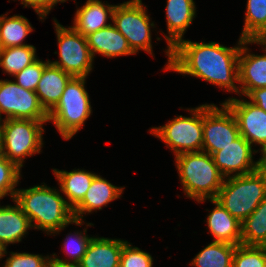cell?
Listing matches in <instances>:
<instances>
[{
  "instance_id": "obj_12",
  "label": "cell",
  "mask_w": 266,
  "mask_h": 267,
  "mask_svg": "<svg viewBox=\"0 0 266 267\" xmlns=\"http://www.w3.org/2000/svg\"><path fill=\"white\" fill-rule=\"evenodd\" d=\"M251 144L239 136L233 143L212 154L213 160L221 174L227 178L235 172V176L252 173L263 165V157L253 162Z\"/></svg>"
},
{
  "instance_id": "obj_31",
  "label": "cell",
  "mask_w": 266,
  "mask_h": 267,
  "mask_svg": "<svg viewBox=\"0 0 266 267\" xmlns=\"http://www.w3.org/2000/svg\"><path fill=\"white\" fill-rule=\"evenodd\" d=\"M20 168L6 157H0V199L8 193L14 199L15 186L19 182Z\"/></svg>"
},
{
  "instance_id": "obj_16",
  "label": "cell",
  "mask_w": 266,
  "mask_h": 267,
  "mask_svg": "<svg viewBox=\"0 0 266 267\" xmlns=\"http://www.w3.org/2000/svg\"><path fill=\"white\" fill-rule=\"evenodd\" d=\"M125 242L120 239L93 237L76 267H119Z\"/></svg>"
},
{
  "instance_id": "obj_22",
  "label": "cell",
  "mask_w": 266,
  "mask_h": 267,
  "mask_svg": "<svg viewBox=\"0 0 266 267\" xmlns=\"http://www.w3.org/2000/svg\"><path fill=\"white\" fill-rule=\"evenodd\" d=\"M14 202V206L0 207V244L5 249L8 244L20 242L27 230L32 228L27 215Z\"/></svg>"
},
{
  "instance_id": "obj_24",
  "label": "cell",
  "mask_w": 266,
  "mask_h": 267,
  "mask_svg": "<svg viewBox=\"0 0 266 267\" xmlns=\"http://www.w3.org/2000/svg\"><path fill=\"white\" fill-rule=\"evenodd\" d=\"M241 244L266 246V197L241 223Z\"/></svg>"
},
{
  "instance_id": "obj_3",
  "label": "cell",
  "mask_w": 266,
  "mask_h": 267,
  "mask_svg": "<svg viewBox=\"0 0 266 267\" xmlns=\"http://www.w3.org/2000/svg\"><path fill=\"white\" fill-rule=\"evenodd\" d=\"M175 161L187 197L198 202L216 198L225 177L212 155L204 151L183 153Z\"/></svg>"
},
{
  "instance_id": "obj_20",
  "label": "cell",
  "mask_w": 266,
  "mask_h": 267,
  "mask_svg": "<svg viewBox=\"0 0 266 267\" xmlns=\"http://www.w3.org/2000/svg\"><path fill=\"white\" fill-rule=\"evenodd\" d=\"M116 5H107L100 0H87L86 4L77 10L74 18V30L87 37L91 33L107 27V19H112ZM109 13V16H108Z\"/></svg>"
},
{
  "instance_id": "obj_32",
  "label": "cell",
  "mask_w": 266,
  "mask_h": 267,
  "mask_svg": "<svg viewBox=\"0 0 266 267\" xmlns=\"http://www.w3.org/2000/svg\"><path fill=\"white\" fill-rule=\"evenodd\" d=\"M152 259L149 253L140 250L138 247H132L126 241L122 248L119 267H152Z\"/></svg>"
},
{
  "instance_id": "obj_11",
  "label": "cell",
  "mask_w": 266,
  "mask_h": 267,
  "mask_svg": "<svg viewBox=\"0 0 266 267\" xmlns=\"http://www.w3.org/2000/svg\"><path fill=\"white\" fill-rule=\"evenodd\" d=\"M1 113L6 119H31L48 121V113L42 107L36 92L24 89L15 81L0 80Z\"/></svg>"
},
{
  "instance_id": "obj_13",
  "label": "cell",
  "mask_w": 266,
  "mask_h": 267,
  "mask_svg": "<svg viewBox=\"0 0 266 267\" xmlns=\"http://www.w3.org/2000/svg\"><path fill=\"white\" fill-rule=\"evenodd\" d=\"M233 112L240 131L251 145L257 143L262 146V157L266 155V112L250 101L229 98L224 102Z\"/></svg>"
},
{
  "instance_id": "obj_23",
  "label": "cell",
  "mask_w": 266,
  "mask_h": 267,
  "mask_svg": "<svg viewBox=\"0 0 266 267\" xmlns=\"http://www.w3.org/2000/svg\"><path fill=\"white\" fill-rule=\"evenodd\" d=\"M59 180L61 191L67 197V205L73 210L84 198L96 174L85 170H53Z\"/></svg>"
},
{
  "instance_id": "obj_37",
  "label": "cell",
  "mask_w": 266,
  "mask_h": 267,
  "mask_svg": "<svg viewBox=\"0 0 266 267\" xmlns=\"http://www.w3.org/2000/svg\"><path fill=\"white\" fill-rule=\"evenodd\" d=\"M4 254H7L6 249L0 244V259L4 256Z\"/></svg>"
},
{
  "instance_id": "obj_15",
  "label": "cell",
  "mask_w": 266,
  "mask_h": 267,
  "mask_svg": "<svg viewBox=\"0 0 266 267\" xmlns=\"http://www.w3.org/2000/svg\"><path fill=\"white\" fill-rule=\"evenodd\" d=\"M195 2L193 0H167L166 18L169 35H165L168 49V63L164 70H168L171 62V49L182 40L186 28L195 17Z\"/></svg>"
},
{
  "instance_id": "obj_1",
  "label": "cell",
  "mask_w": 266,
  "mask_h": 267,
  "mask_svg": "<svg viewBox=\"0 0 266 267\" xmlns=\"http://www.w3.org/2000/svg\"><path fill=\"white\" fill-rule=\"evenodd\" d=\"M242 38L237 47H225L216 42H191L181 40L171 49L168 70L204 79L219 87L240 93L238 82V59ZM235 70V71H234Z\"/></svg>"
},
{
  "instance_id": "obj_35",
  "label": "cell",
  "mask_w": 266,
  "mask_h": 267,
  "mask_svg": "<svg viewBox=\"0 0 266 267\" xmlns=\"http://www.w3.org/2000/svg\"><path fill=\"white\" fill-rule=\"evenodd\" d=\"M66 0H21V4L24 7H32L39 15L40 19H44L53 6L59 2H65Z\"/></svg>"
},
{
  "instance_id": "obj_36",
  "label": "cell",
  "mask_w": 266,
  "mask_h": 267,
  "mask_svg": "<svg viewBox=\"0 0 266 267\" xmlns=\"http://www.w3.org/2000/svg\"><path fill=\"white\" fill-rule=\"evenodd\" d=\"M246 96L251 99V103L266 112V87L251 90Z\"/></svg>"
},
{
  "instance_id": "obj_18",
  "label": "cell",
  "mask_w": 266,
  "mask_h": 267,
  "mask_svg": "<svg viewBox=\"0 0 266 267\" xmlns=\"http://www.w3.org/2000/svg\"><path fill=\"white\" fill-rule=\"evenodd\" d=\"M122 191V187L114 186L96 175L83 200L72 210L74 219L81 221L84 213L102 209V206H106L111 201L119 198Z\"/></svg>"
},
{
  "instance_id": "obj_25",
  "label": "cell",
  "mask_w": 266,
  "mask_h": 267,
  "mask_svg": "<svg viewBox=\"0 0 266 267\" xmlns=\"http://www.w3.org/2000/svg\"><path fill=\"white\" fill-rule=\"evenodd\" d=\"M237 245L213 241L201 250L190 265L195 267H232Z\"/></svg>"
},
{
  "instance_id": "obj_26",
  "label": "cell",
  "mask_w": 266,
  "mask_h": 267,
  "mask_svg": "<svg viewBox=\"0 0 266 267\" xmlns=\"http://www.w3.org/2000/svg\"><path fill=\"white\" fill-rule=\"evenodd\" d=\"M33 30L28 19L22 15L7 18L0 16V48L25 46L24 38Z\"/></svg>"
},
{
  "instance_id": "obj_28",
  "label": "cell",
  "mask_w": 266,
  "mask_h": 267,
  "mask_svg": "<svg viewBox=\"0 0 266 267\" xmlns=\"http://www.w3.org/2000/svg\"><path fill=\"white\" fill-rule=\"evenodd\" d=\"M33 45L0 48V66L11 76L21 72L37 60Z\"/></svg>"
},
{
  "instance_id": "obj_33",
  "label": "cell",
  "mask_w": 266,
  "mask_h": 267,
  "mask_svg": "<svg viewBox=\"0 0 266 267\" xmlns=\"http://www.w3.org/2000/svg\"><path fill=\"white\" fill-rule=\"evenodd\" d=\"M49 62V60L47 62H42L37 59L34 63L28 65L21 72L13 76L17 79L16 83L24 89L35 92L38 82L42 76L44 67Z\"/></svg>"
},
{
  "instance_id": "obj_10",
  "label": "cell",
  "mask_w": 266,
  "mask_h": 267,
  "mask_svg": "<svg viewBox=\"0 0 266 267\" xmlns=\"http://www.w3.org/2000/svg\"><path fill=\"white\" fill-rule=\"evenodd\" d=\"M203 105V151L212 155L240 136L237 120L225 104Z\"/></svg>"
},
{
  "instance_id": "obj_29",
  "label": "cell",
  "mask_w": 266,
  "mask_h": 267,
  "mask_svg": "<svg viewBox=\"0 0 266 267\" xmlns=\"http://www.w3.org/2000/svg\"><path fill=\"white\" fill-rule=\"evenodd\" d=\"M232 267H266V246L239 244Z\"/></svg>"
},
{
  "instance_id": "obj_4",
  "label": "cell",
  "mask_w": 266,
  "mask_h": 267,
  "mask_svg": "<svg viewBox=\"0 0 266 267\" xmlns=\"http://www.w3.org/2000/svg\"><path fill=\"white\" fill-rule=\"evenodd\" d=\"M266 197V168L224 179L215 198L234 218L243 222Z\"/></svg>"
},
{
  "instance_id": "obj_27",
  "label": "cell",
  "mask_w": 266,
  "mask_h": 267,
  "mask_svg": "<svg viewBox=\"0 0 266 267\" xmlns=\"http://www.w3.org/2000/svg\"><path fill=\"white\" fill-rule=\"evenodd\" d=\"M245 24L240 38L262 40L266 36V0H247Z\"/></svg>"
},
{
  "instance_id": "obj_40",
  "label": "cell",
  "mask_w": 266,
  "mask_h": 267,
  "mask_svg": "<svg viewBox=\"0 0 266 267\" xmlns=\"http://www.w3.org/2000/svg\"><path fill=\"white\" fill-rule=\"evenodd\" d=\"M263 166L266 168V155L263 157Z\"/></svg>"
},
{
  "instance_id": "obj_17",
  "label": "cell",
  "mask_w": 266,
  "mask_h": 267,
  "mask_svg": "<svg viewBox=\"0 0 266 267\" xmlns=\"http://www.w3.org/2000/svg\"><path fill=\"white\" fill-rule=\"evenodd\" d=\"M72 78V75L50 62L44 67L35 92L47 113L57 105L66 85Z\"/></svg>"
},
{
  "instance_id": "obj_34",
  "label": "cell",
  "mask_w": 266,
  "mask_h": 267,
  "mask_svg": "<svg viewBox=\"0 0 266 267\" xmlns=\"http://www.w3.org/2000/svg\"><path fill=\"white\" fill-rule=\"evenodd\" d=\"M3 267H50L51 258L49 256L42 257L41 255L29 253H14L6 259Z\"/></svg>"
},
{
  "instance_id": "obj_7",
  "label": "cell",
  "mask_w": 266,
  "mask_h": 267,
  "mask_svg": "<svg viewBox=\"0 0 266 267\" xmlns=\"http://www.w3.org/2000/svg\"><path fill=\"white\" fill-rule=\"evenodd\" d=\"M188 110L193 113L192 117L180 115L164 126L150 130L175 152V156L203 151V105Z\"/></svg>"
},
{
  "instance_id": "obj_5",
  "label": "cell",
  "mask_w": 266,
  "mask_h": 267,
  "mask_svg": "<svg viewBox=\"0 0 266 267\" xmlns=\"http://www.w3.org/2000/svg\"><path fill=\"white\" fill-rule=\"evenodd\" d=\"M86 77H73L66 85L57 105L48 113L65 140L72 138L91 114L89 95L85 90Z\"/></svg>"
},
{
  "instance_id": "obj_9",
  "label": "cell",
  "mask_w": 266,
  "mask_h": 267,
  "mask_svg": "<svg viewBox=\"0 0 266 267\" xmlns=\"http://www.w3.org/2000/svg\"><path fill=\"white\" fill-rule=\"evenodd\" d=\"M54 22L61 62L50 63L73 77H87L92 70L93 63L87 37L72 27L65 28L58 21L54 20Z\"/></svg>"
},
{
  "instance_id": "obj_19",
  "label": "cell",
  "mask_w": 266,
  "mask_h": 267,
  "mask_svg": "<svg viewBox=\"0 0 266 267\" xmlns=\"http://www.w3.org/2000/svg\"><path fill=\"white\" fill-rule=\"evenodd\" d=\"M87 42L93 58L95 53L107 58L135 54L127 39L112 24L88 35Z\"/></svg>"
},
{
  "instance_id": "obj_2",
  "label": "cell",
  "mask_w": 266,
  "mask_h": 267,
  "mask_svg": "<svg viewBox=\"0 0 266 267\" xmlns=\"http://www.w3.org/2000/svg\"><path fill=\"white\" fill-rule=\"evenodd\" d=\"M13 200L27 215L34 229L56 233L67 224L81 225L83 223L82 220L74 219L72 209L60 192L45 186V183L28 189H16Z\"/></svg>"
},
{
  "instance_id": "obj_39",
  "label": "cell",
  "mask_w": 266,
  "mask_h": 267,
  "mask_svg": "<svg viewBox=\"0 0 266 267\" xmlns=\"http://www.w3.org/2000/svg\"><path fill=\"white\" fill-rule=\"evenodd\" d=\"M50 267H76V266H60V265L51 264Z\"/></svg>"
},
{
  "instance_id": "obj_41",
  "label": "cell",
  "mask_w": 266,
  "mask_h": 267,
  "mask_svg": "<svg viewBox=\"0 0 266 267\" xmlns=\"http://www.w3.org/2000/svg\"><path fill=\"white\" fill-rule=\"evenodd\" d=\"M262 41L266 44V36L262 39Z\"/></svg>"
},
{
  "instance_id": "obj_38",
  "label": "cell",
  "mask_w": 266,
  "mask_h": 267,
  "mask_svg": "<svg viewBox=\"0 0 266 267\" xmlns=\"http://www.w3.org/2000/svg\"><path fill=\"white\" fill-rule=\"evenodd\" d=\"M3 156V152H2V135H1V131H0V157Z\"/></svg>"
},
{
  "instance_id": "obj_14",
  "label": "cell",
  "mask_w": 266,
  "mask_h": 267,
  "mask_svg": "<svg viewBox=\"0 0 266 267\" xmlns=\"http://www.w3.org/2000/svg\"><path fill=\"white\" fill-rule=\"evenodd\" d=\"M249 43L264 45L266 52V44L262 40H243L238 59V82L242 85L240 93L245 96L251 90L266 87V54H250L245 46Z\"/></svg>"
},
{
  "instance_id": "obj_8",
  "label": "cell",
  "mask_w": 266,
  "mask_h": 267,
  "mask_svg": "<svg viewBox=\"0 0 266 267\" xmlns=\"http://www.w3.org/2000/svg\"><path fill=\"white\" fill-rule=\"evenodd\" d=\"M112 21L135 54L140 49L152 54L150 26H154V23H150L142 1H127L116 5Z\"/></svg>"
},
{
  "instance_id": "obj_30",
  "label": "cell",
  "mask_w": 266,
  "mask_h": 267,
  "mask_svg": "<svg viewBox=\"0 0 266 267\" xmlns=\"http://www.w3.org/2000/svg\"><path fill=\"white\" fill-rule=\"evenodd\" d=\"M86 230L83 233H75L73 235V238H71L70 236H68L67 238V242L65 240L64 242V248L65 250L68 248V252L69 254H71L70 257H72V262H69L68 260H63V259H59L58 257H53L51 258V264H55V265H60V266H76L82 259L83 255L86 253L87 247L91 241V239L93 237H88V235H86ZM75 236V238H74ZM70 238V239H69ZM69 240L71 242H69ZM71 245V246H70ZM71 247V248H70Z\"/></svg>"
},
{
  "instance_id": "obj_21",
  "label": "cell",
  "mask_w": 266,
  "mask_h": 267,
  "mask_svg": "<svg viewBox=\"0 0 266 267\" xmlns=\"http://www.w3.org/2000/svg\"><path fill=\"white\" fill-rule=\"evenodd\" d=\"M215 208L207 217V225L214 241L241 244V222L234 218L218 201L210 199Z\"/></svg>"
},
{
  "instance_id": "obj_6",
  "label": "cell",
  "mask_w": 266,
  "mask_h": 267,
  "mask_svg": "<svg viewBox=\"0 0 266 267\" xmlns=\"http://www.w3.org/2000/svg\"><path fill=\"white\" fill-rule=\"evenodd\" d=\"M0 122L3 156L21 169L24 157L40 152L45 122L31 119H4Z\"/></svg>"
}]
</instances>
